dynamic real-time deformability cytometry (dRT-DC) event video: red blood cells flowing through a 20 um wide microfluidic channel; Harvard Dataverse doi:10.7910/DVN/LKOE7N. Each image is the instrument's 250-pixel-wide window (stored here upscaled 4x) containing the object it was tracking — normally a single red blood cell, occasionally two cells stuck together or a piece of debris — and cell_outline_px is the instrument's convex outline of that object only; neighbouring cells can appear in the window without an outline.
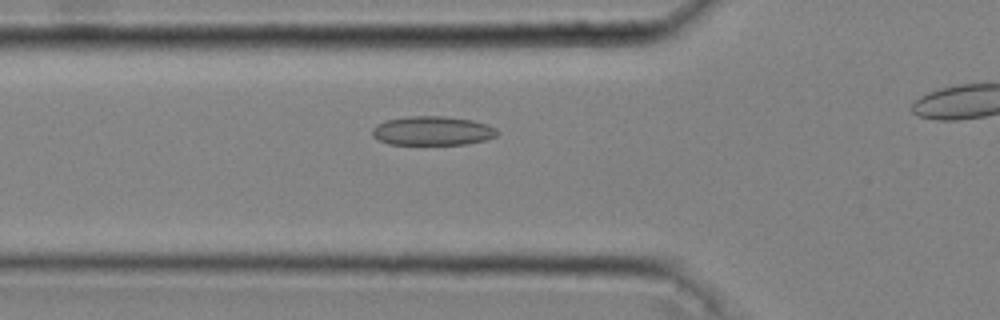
{"species": "common noctule bat (a hibernating species)", "species_latin": "Nyctalus noctula", "temperature_condition": "cold", "stored_images_in_passage": 35, "camera_frame_rate_fps": 3000, "um_per_image_px": 0.085, "animal": {"sex": "male", "body_mass_g": 20.4}, "frame": {"image": 1, "passage_image": 12, "time_ms": 3.667, "image_size_px": [1000, 320], "cell_outline_px": [[500, 132], [496, 136], [484, 140], [468, 144], [388, 144], [372, 136], [372, 128], [376, 124], [388, 120], [408, 116], [444, 116], [472, 120], [488, 124], [496, 128]], "centroid_in_image_um": [36.78, 11.11], "position_along_channel_um": 89.0, "area_um2": 21.21}}
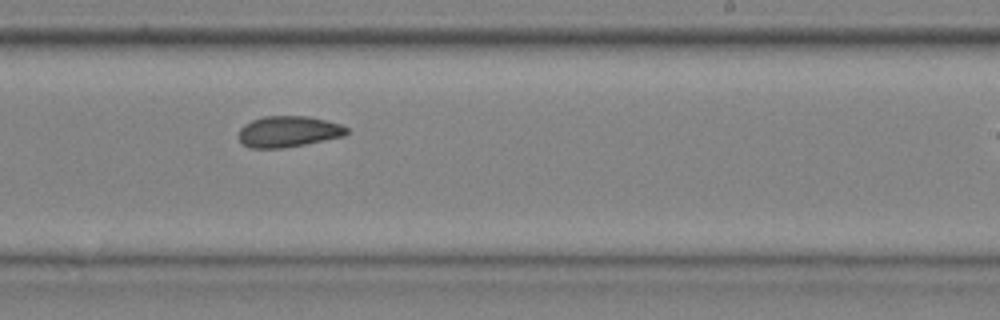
{"frame": {"image": 2, "passage_image": 25, "time_ms": 8.0, "image_size_px": [1000, 320], "cell_outline_px": [[348, 132], [344, 136], [284, 148], [248, 148], [236, 136], [240, 128], [244, 124], [252, 120], [264, 116], [308, 116], [340, 124], [348, 128]], "centroid_in_image_um": [24.47, 11.18], "position_along_channel_um": 264.5, "area_um2": 19.59}}
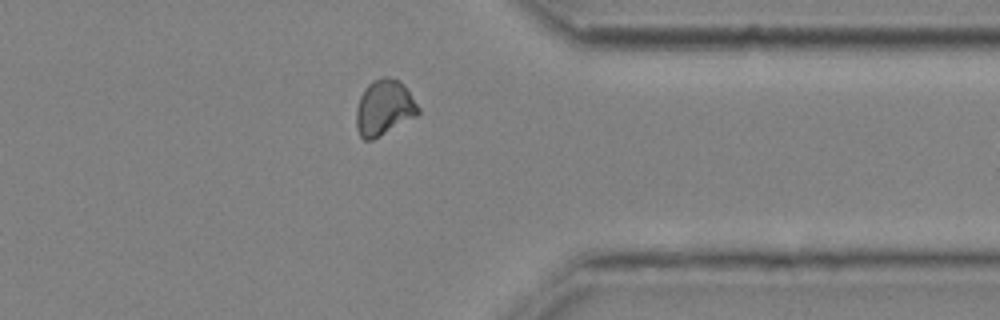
{"frame": {"image": 3, "passage_image": 34, "time_ms": 11.0, "image_size_px": [1000, 320], "cell_outline_px": [[420, 112], [416, 116], [380, 136], [372, 140], [364, 140], [360, 136], [356, 128], [356, 108], [360, 96], [364, 88], [372, 80], [384, 76], [388, 76], [400, 80], [404, 84], [420, 108]], "centroid_in_image_um": [32.64, 9.13], "position_along_channel_um": 378.8, "area_um2": 20.29}}